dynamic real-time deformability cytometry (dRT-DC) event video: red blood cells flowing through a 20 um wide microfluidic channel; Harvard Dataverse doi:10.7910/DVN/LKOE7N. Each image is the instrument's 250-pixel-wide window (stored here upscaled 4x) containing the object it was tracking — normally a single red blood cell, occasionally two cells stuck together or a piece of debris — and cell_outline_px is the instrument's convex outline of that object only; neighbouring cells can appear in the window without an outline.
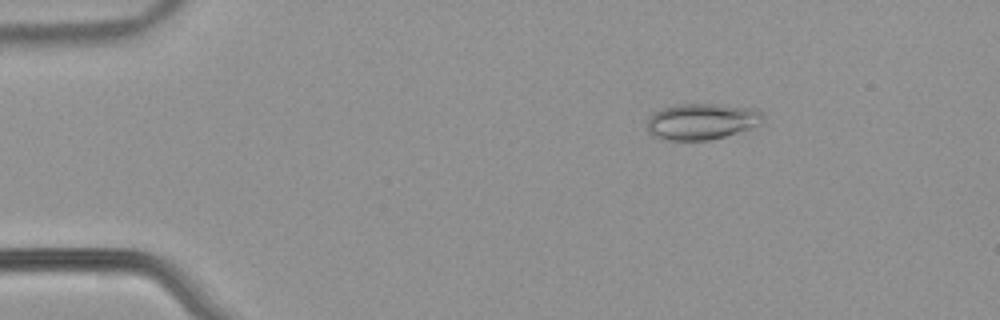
{"species": "common noctule bat (a hibernating species)", "species_latin": "Nyctalus noctula", "temperature_condition": "warm", "stored_images_in_passage": 48, "camera_frame_rate_fps": 3000, "um_per_image_px": 0.085, "animal": {"sex": "male", "body_mass_g": 21.5, "forearm_length_mm": 52.0}, "frame": {"image": 1, "passage_image": 3, "time_ms": 0.667, "image_size_px": [1000, 320], "cell_outline_px": [[764, 124], [724, 136], [708, 140], [668, 140], [652, 136], [648, 132], [648, 116], [652, 112], [676, 104], [716, 104], [756, 108], [764, 112]], "centroid_in_image_um": [59.68, 10.31], "position_along_channel_um": 25.3, "area_um2": 24.74}}
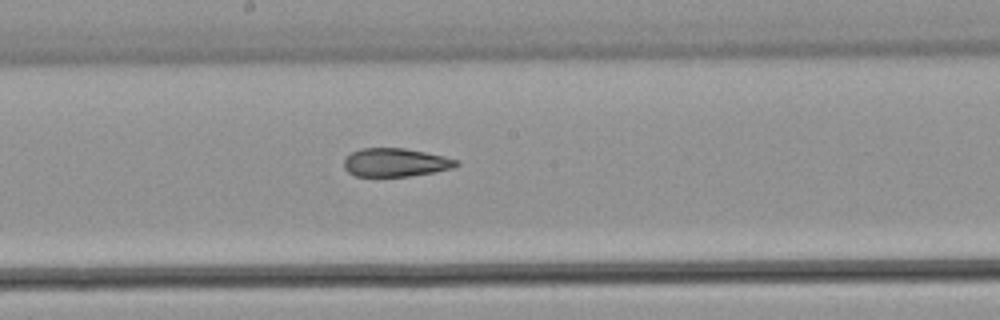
{"frame": {"image": 2, "passage_image": 24, "time_ms": 7.667, "image_size_px": [1000, 320], "cell_outline_px": [[460, 164], [452, 168], [432, 172], [408, 176], [356, 176], [348, 172], [344, 168], [344, 160], [352, 152], [360, 148], [404, 148], [444, 156], [460, 160]], "centroid_in_image_um": [33.62, 13.8], "position_along_channel_um": 214.6, "area_um2": 18.5}}
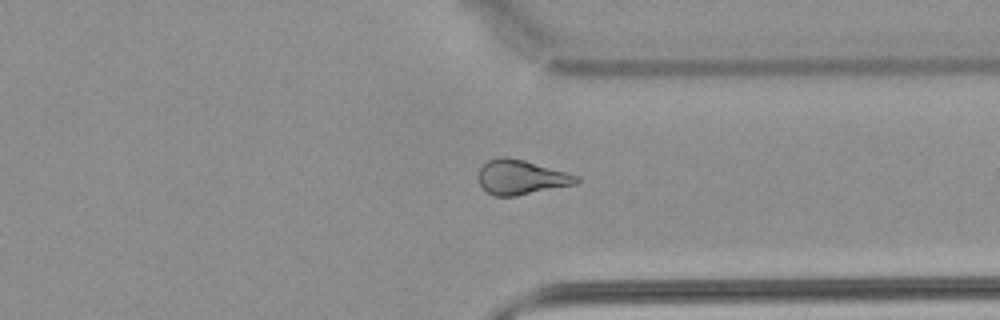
{"frame": {"image": 3, "passage_image": 36, "time_ms": 11.667, "image_size_px": [1000, 320], "cell_outline_px": [[580, 180], [576, 184], [516, 196], [492, 196], [480, 184], [480, 168], [488, 160], [496, 156], [508, 156], [524, 160], [580, 176]], "centroid_in_image_um": [44.31, 15.06], "position_along_channel_um": 367.1, "area_um2": 19.71}, "authors_computed_cell_mechanics": {"area_um2": 20.1433, "velocity_mm_per_s": 3.8148, "shape_relaxation_time_tau1_ms": null, "shape_relaxation_time_tau2_ms": 3.6072, "deformation_change_tau1": null, "deformation_change_tau2": 0.1102}}